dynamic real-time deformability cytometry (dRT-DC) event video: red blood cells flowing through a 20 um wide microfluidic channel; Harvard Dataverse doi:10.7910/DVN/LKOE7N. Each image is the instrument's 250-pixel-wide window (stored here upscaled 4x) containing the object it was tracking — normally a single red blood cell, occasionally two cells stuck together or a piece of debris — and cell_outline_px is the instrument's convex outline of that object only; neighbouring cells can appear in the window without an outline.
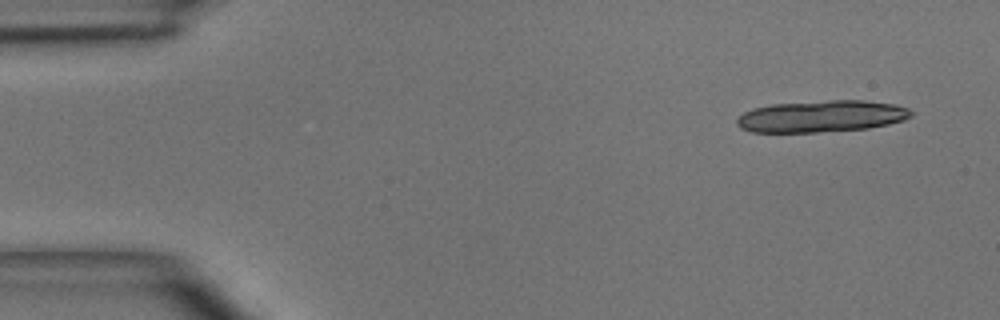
{"species": "common noctule bat (a hibernating species)", "species_latin": "Nyctalus noctula", "temperature_condition": "room temperature", "stored_images_in_passage": 5, "camera_frame_rate_fps": 3000, "um_per_image_px": 0.085, "animal": {"sex": "male", "body_mass_g": 15.6}, "frame": {"image": 1, "passage_image": 1, "time_ms": 0.0, "image_size_px": [1000, 320], "cell_outline_px": [[912, 116], [904, 120], [888, 124], [868, 128], [816, 132], [752, 132], [740, 128], [736, 124], [736, 120], [744, 112], [752, 108], [772, 104], [828, 100], [864, 100], [896, 104], [908, 108], [912, 112]], "centroid_in_image_um": [69.83, 9.88], "position_along_channel_um": 15.2, "area_um2": 32.31}}
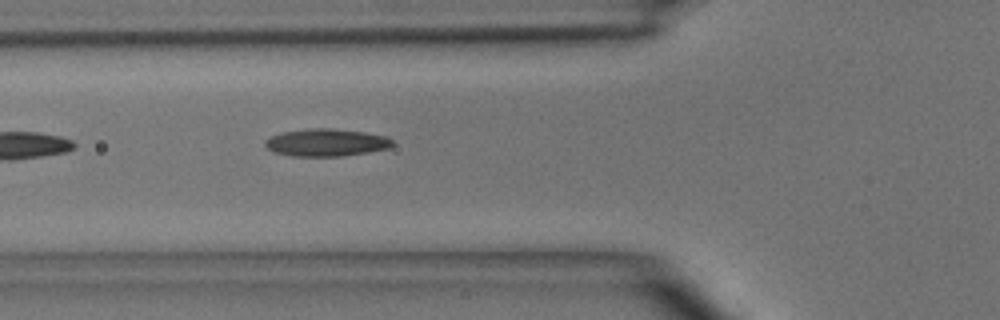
{"frame": {"image": 2, "passage_image": 5, "time_ms": 4.667, "image_size_px": [1000, 320], "cell_outline_px": [[392, 144], [388, 148], [368, 152], [344, 156], [292, 156], [276, 152], [268, 148], [264, 144], [264, 140], [280, 132], [312, 128], [332, 128], [364, 132], [388, 136], [392, 140]], "centroid_in_image_um": [27.73, 12.11], "position_along_channel_um": 98.1, "area_um2": 20.35}}